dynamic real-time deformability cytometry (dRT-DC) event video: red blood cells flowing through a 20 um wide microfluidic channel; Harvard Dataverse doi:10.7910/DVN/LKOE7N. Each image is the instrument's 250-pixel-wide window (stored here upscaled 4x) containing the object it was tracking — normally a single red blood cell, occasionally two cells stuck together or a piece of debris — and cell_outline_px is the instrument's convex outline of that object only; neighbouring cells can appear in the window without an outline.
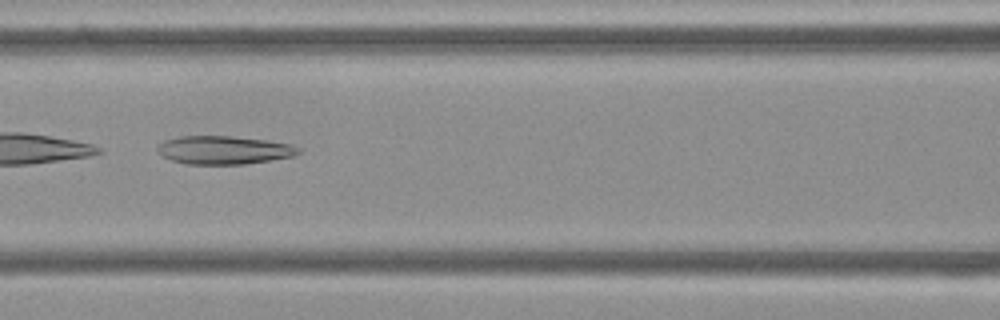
{"species": "Egyptian fruit bat (a non-hibernating species)", "species_latin": "Rousettus aegyptiacus", "temperature_condition": "cold", "stored_images_in_passage": 52, "camera_frame_rate_fps": 3000, "um_per_image_px": 0.085, "frame": {"image": 1, "passage_image": 23, "time_ms": 7.333, "image_size_px": [1000, 320], "cell_outline_px": [[300, 152], [292, 156], [244, 164], [184, 164], [160, 156], [156, 148], [156, 144], [164, 140], [180, 136], [232, 136], [268, 140], [288, 144], [300, 148]], "centroid_in_image_um": [18.94, 12.75], "position_along_channel_um": 147.7, "area_um2": 23.29}}
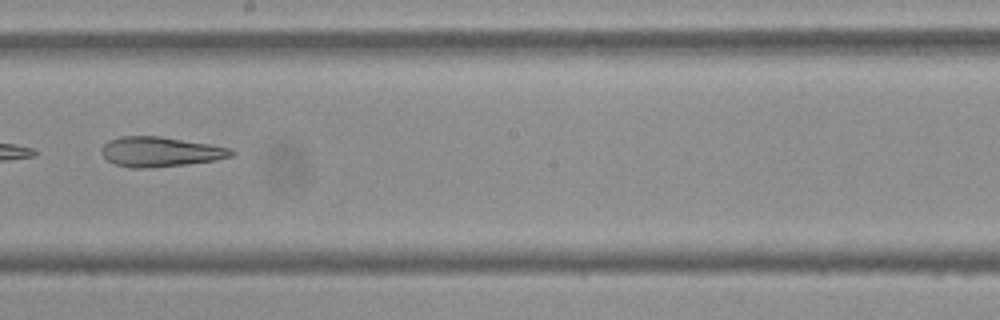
{"frame": {"image": 2, "passage_image": 30, "time_ms": 9.667, "image_size_px": [1000, 320], "cell_outline_px": [[236, 152], [232, 156], [216, 160], [152, 168], [128, 168], [116, 164], [108, 160], [100, 152], [100, 148], [108, 140], [120, 136], [160, 136], [232, 148]], "centroid_in_image_um": [13.6, 12.9], "position_along_channel_um": 234.6, "area_um2": 22.66}}